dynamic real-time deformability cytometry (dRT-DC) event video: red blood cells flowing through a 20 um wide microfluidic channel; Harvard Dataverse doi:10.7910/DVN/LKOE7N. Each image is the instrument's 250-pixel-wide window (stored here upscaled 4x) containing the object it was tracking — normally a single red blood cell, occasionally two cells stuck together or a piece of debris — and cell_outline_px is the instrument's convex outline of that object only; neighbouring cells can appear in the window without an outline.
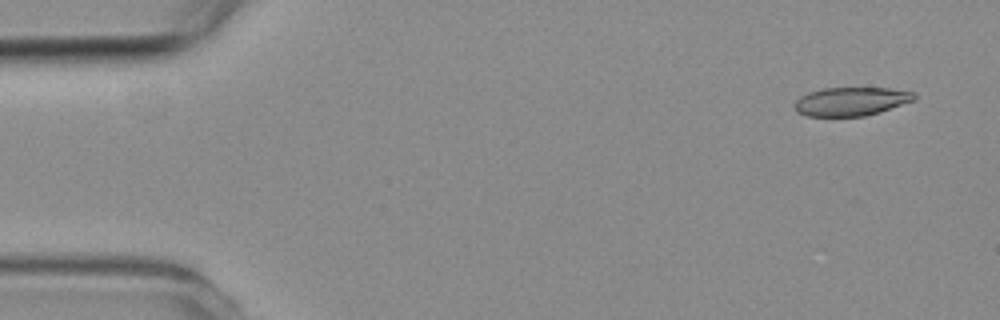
{"species": "common noctule bat (a hibernating species)", "species_latin": "Nyctalus noctula", "temperature_condition": "room temperature", "stored_images_in_passage": 5, "camera_frame_rate_fps": 3000, "um_per_image_px": 0.085, "animal": {"sex": "female", "body_mass_g": 19.3, "forearm_length_mm": 54.1}, "frame": {"image": 1, "passage_image": 1, "time_ms": 0.0, "image_size_px": [1000, 320], "cell_outline_px": [[916, 100], [880, 112], [864, 116], [808, 116], [796, 112], [796, 100], [800, 96], [808, 92], [824, 88], [888, 88], [916, 92]], "centroid_in_image_um": [72.38, 8.62], "position_along_channel_um": 12.6, "area_um2": 20.0}}